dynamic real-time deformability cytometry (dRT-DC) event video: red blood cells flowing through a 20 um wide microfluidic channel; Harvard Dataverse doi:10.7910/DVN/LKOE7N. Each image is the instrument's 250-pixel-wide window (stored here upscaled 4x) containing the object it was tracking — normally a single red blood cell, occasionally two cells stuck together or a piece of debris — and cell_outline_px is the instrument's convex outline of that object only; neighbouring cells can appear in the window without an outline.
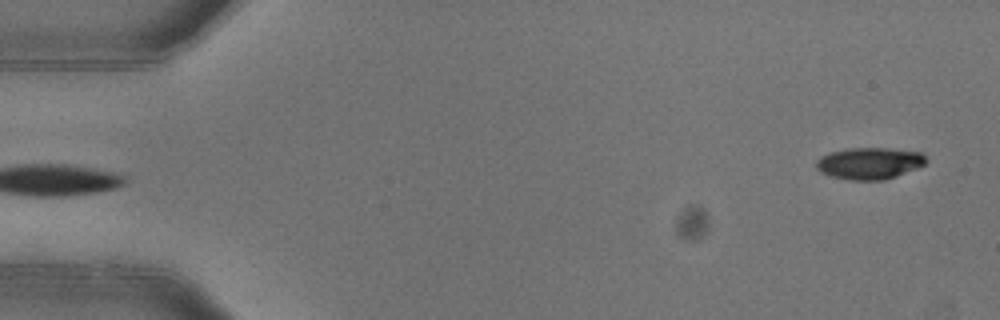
{"species": "common noctule bat (a hibernating species)", "species_latin": "Nyctalus noctula", "temperature_condition": "warm", "stored_images_in_passage": 2, "segment_of_instrument_passage": [2, 2], "camera_frame_rate_fps": 3000, "um_per_image_px": 0.085, "animal": {"sex": "female"}, "frame": {"image": 1, "passage_image": 2, "time_ms": 0.333, "image_size_px": [1000, 320], "cell_outline_px": [[928, 160], [924, 164], [916, 168], [896, 176], [884, 180], [848, 180], [832, 176], [820, 172], [816, 168], [816, 160], [820, 156], [832, 152], [852, 148], [888, 148], [924, 152]], "centroid_in_image_um": [73.92, 13.87], "position_along_channel_um": 11.1, "area_um2": 20.35}}